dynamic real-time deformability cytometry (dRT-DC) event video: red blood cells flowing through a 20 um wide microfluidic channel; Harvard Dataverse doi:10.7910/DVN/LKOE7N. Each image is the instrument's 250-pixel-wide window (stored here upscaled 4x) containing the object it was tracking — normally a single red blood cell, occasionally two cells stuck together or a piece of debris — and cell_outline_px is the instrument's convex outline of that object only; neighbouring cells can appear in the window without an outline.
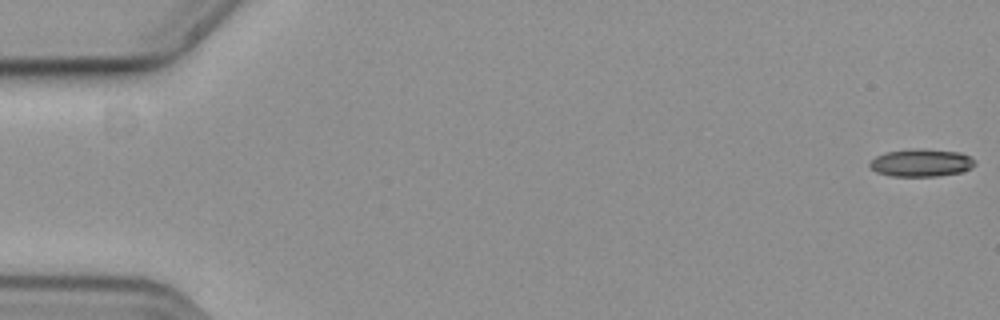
{"species": "common noctule bat (a hibernating species)", "species_latin": "Nyctalus noctula", "temperature_condition": "cold", "stored_images_in_passage": 13, "camera_frame_rate_fps": 3000, "um_per_image_px": 0.085, "animal": {"sex": "female", "body_mass_g": 19.3, "forearm_length_mm": 54.1}, "frame": {"image": 1, "passage_image": 1, "time_ms": 0.0, "image_size_px": [1000, 320], "cell_outline_px": [[976, 164], [972, 168], [964, 172], [936, 176], [892, 176], [876, 172], [868, 164], [876, 156], [884, 152], [916, 148], [960, 152], [976, 160]], "centroid_in_image_um": [78.33, 13.84], "position_along_channel_um": 6.7, "area_um2": 17.05}}